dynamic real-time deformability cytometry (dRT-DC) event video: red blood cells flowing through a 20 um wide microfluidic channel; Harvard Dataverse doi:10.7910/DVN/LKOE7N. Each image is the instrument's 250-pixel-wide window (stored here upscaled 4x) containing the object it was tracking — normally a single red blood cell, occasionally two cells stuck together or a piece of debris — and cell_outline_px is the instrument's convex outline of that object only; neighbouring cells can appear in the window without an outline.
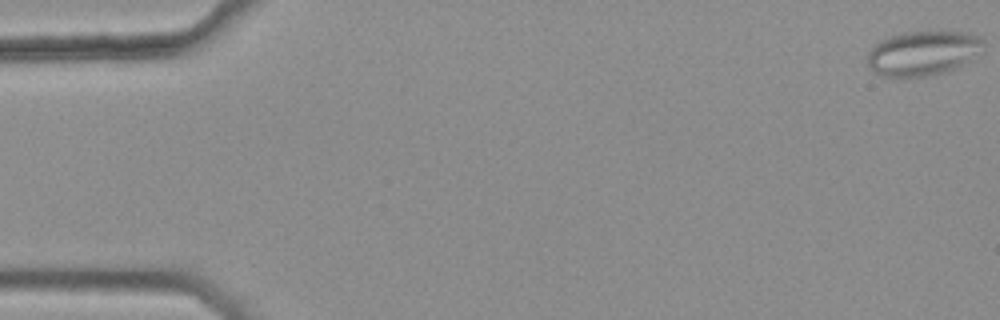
{"species": "common noctule bat (a hibernating species)", "species_latin": "Nyctalus noctula", "temperature_condition": "warm", "stored_images_in_passage": 49, "camera_frame_rate_fps": 3000, "um_per_image_px": 0.085, "animal": {"sex": "female", "body_mass_g": 25.1}, "frame": {"image": 1, "passage_image": 1, "time_ms": 0.0, "image_size_px": [1000, 320], "cell_outline_px": [[984, 44], [968, 60], [956, 68], [928, 76], [896, 80], [880, 76], [872, 72], [868, 64], [868, 52], [880, 40], [904, 32], [968, 32], [984, 40]], "centroid_in_image_um": [78.35, 4.57], "position_along_channel_um": 6.7, "area_um2": 30.23}}
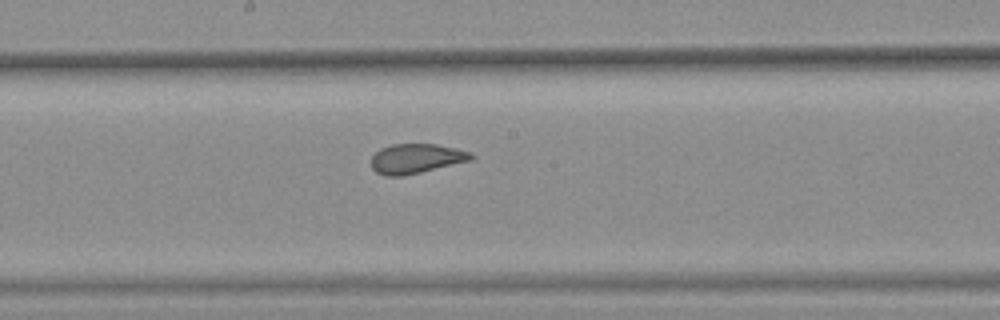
{"frame": {"image": 2, "passage_image": 29, "time_ms": 9.333, "image_size_px": [1000, 320], "cell_outline_px": [[476, 156], [472, 160], [420, 172], [400, 176], [384, 176], [376, 172], [372, 168], [372, 156], [380, 148], [392, 144], [436, 144], [456, 148], [472, 152]], "centroid_in_image_um": [35.39, 13.47], "position_along_channel_um": 212.8, "area_um2": 17.28}}
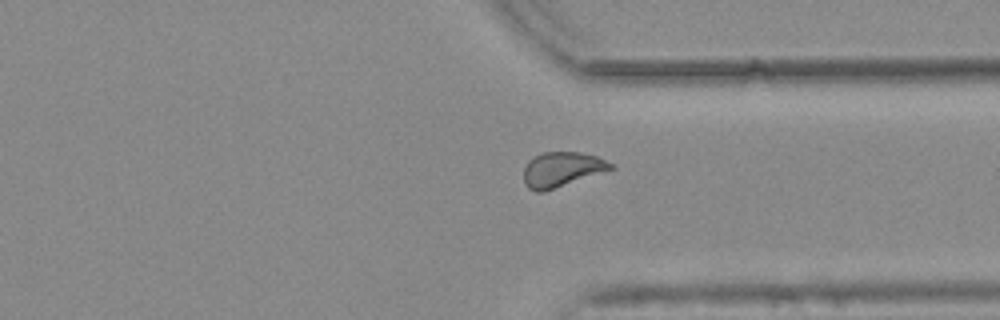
{"frame": {"image": 3, "passage_image": 41, "time_ms": 13.333, "image_size_px": [1000, 320], "cell_outline_px": [[616, 168], [544, 192], [536, 192], [528, 188], [524, 184], [524, 168], [528, 160], [540, 152], [580, 152], [596, 156], [616, 164]], "centroid_in_image_um": [47.76, 14.4], "position_along_channel_um": 363.6, "area_um2": 17.98}, "authors_computed_cell_mechanics": {"area_um2": 18.207, "velocity_mm_per_s": 3.7638, "shape_relaxation_time_tau1_ms": null, "shape_relaxation_time_tau2_ms": 0.9251, "deformation_change_tau1": null, "deformation_change_tau2": 0.0651}}